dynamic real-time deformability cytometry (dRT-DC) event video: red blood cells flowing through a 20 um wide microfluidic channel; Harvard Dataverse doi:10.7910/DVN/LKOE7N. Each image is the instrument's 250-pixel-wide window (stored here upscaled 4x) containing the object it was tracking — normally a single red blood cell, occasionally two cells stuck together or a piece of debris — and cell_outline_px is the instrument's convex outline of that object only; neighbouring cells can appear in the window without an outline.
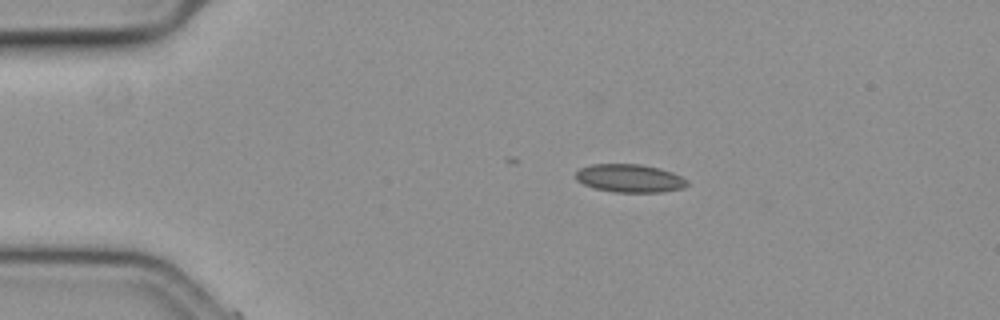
{"species": "common noctule bat (a hibernating species)", "species_latin": "Nyctalus noctula", "temperature_condition": "cold", "stored_images_in_passage": 10, "camera_frame_rate_fps": 3000, "um_per_image_px": 0.085, "animal": {"sex": "female", "body_mass_g": 19.3, "forearm_length_mm": 54.1}, "frame": {"image": 1, "passage_image": 1, "time_ms": 0.0, "image_size_px": [1000, 320], "cell_outline_px": [[688, 184], [684, 188], [660, 192], [612, 192], [596, 188], [584, 184], [576, 180], [576, 172], [580, 168], [592, 164], [640, 164], [660, 168], [672, 172], [688, 180]], "centroid_in_image_um": [53.54, 15.15], "position_along_channel_um": 31.5, "area_um2": 18.26}}